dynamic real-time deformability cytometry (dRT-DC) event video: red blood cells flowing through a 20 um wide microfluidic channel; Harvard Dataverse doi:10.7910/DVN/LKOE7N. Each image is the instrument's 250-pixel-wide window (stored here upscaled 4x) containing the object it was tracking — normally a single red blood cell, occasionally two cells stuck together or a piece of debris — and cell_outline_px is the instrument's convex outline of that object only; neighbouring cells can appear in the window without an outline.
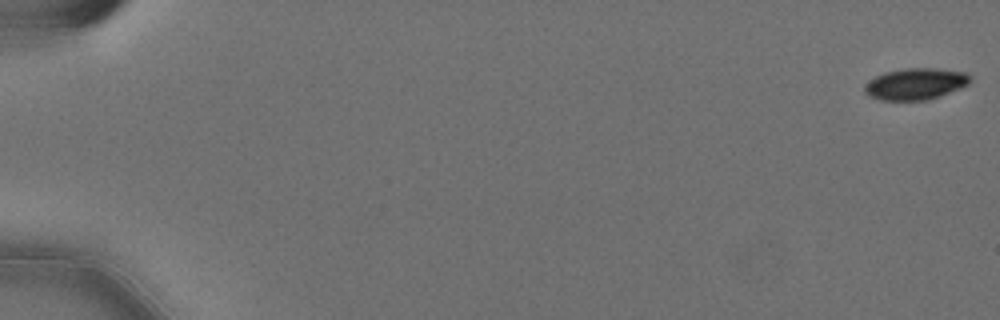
{"species": "Egyptian fruit bat (a non-hibernating species)", "species_latin": "Rousettus aegyptiacus", "temperature_condition": "cold", "stored_images_in_passage": 58, "camera_frame_rate_fps": 3000, "um_per_image_px": 0.085, "animal": {"sex": "female"}, "frame": {"image": 1, "passage_image": 1, "time_ms": 0.0, "image_size_px": [1000, 320], "cell_outline_px": [[972, 80], [968, 84], [960, 88], [940, 96], [928, 100], [880, 100], [868, 96], [864, 92], [864, 84], [868, 80], [884, 72], [904, 68], [936, 68], [968, 72], [972, 76]], "centroid_in_image_um": [77.82, 7.12], "position_along_channel_um": 7.2, "area_um2": 19.71}}
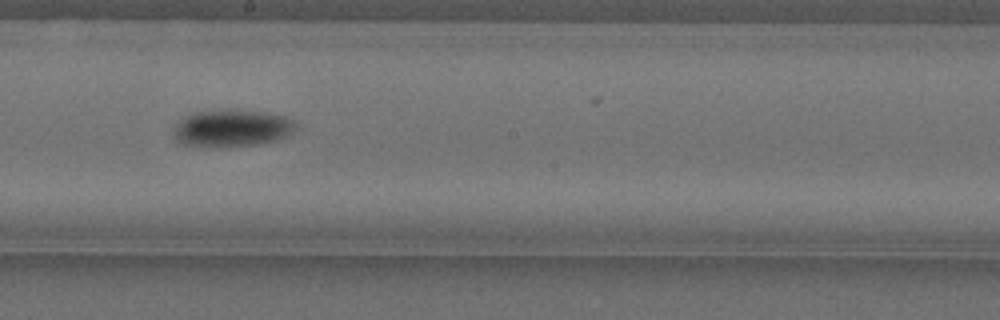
{"frame": {"image": 2, "passage_image": 34, "time_ms": 11.0, "image_size_px": [1000, 320], "cell_outline_px": [[296, 128], [288, 136], [280, 140], [256, 144], [184, 144], [176, 140], [172, 136], [176, 124], [184, 116], [192, 112], [264, 112], [288, 116], [296, 124]], "centroid_in_image_um": [19.77, 10.88], "position_along_channel_um": 228.4, "area_um2": 25.09}}
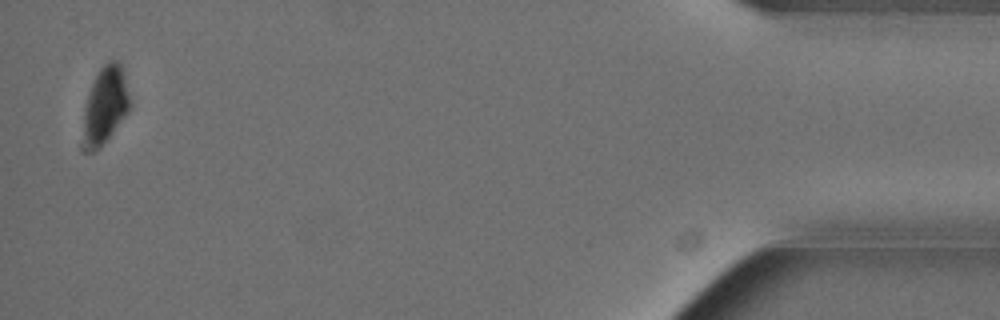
{"frame": {"image": 3, "passage_image": 57, "time_ms": 18.667, "image_size_px": [1000, 320], "cell_outline_px": [[128, 112], [100, 148], [96, 148], [84, 136], [84, 108], [92, 84], [100, 68], [108, 60], [120, 60], [124, 72], [128, 92]], "centroid_in_image_um": [8.99, 8.78], "position_along_channel_um": 426.2, "area_um2": 19.77}, "authors_computed_cell_mechanics": {"area_um2": 22.831, "velocity_mm_per_s": 3.5826, "shape_relaxation_time_tau1_ms": 3.961, "shape_relaxation_time_tau2_ms": null, "deformation_change_tau1": 0.0918, "deformation_change_tau2": null}}